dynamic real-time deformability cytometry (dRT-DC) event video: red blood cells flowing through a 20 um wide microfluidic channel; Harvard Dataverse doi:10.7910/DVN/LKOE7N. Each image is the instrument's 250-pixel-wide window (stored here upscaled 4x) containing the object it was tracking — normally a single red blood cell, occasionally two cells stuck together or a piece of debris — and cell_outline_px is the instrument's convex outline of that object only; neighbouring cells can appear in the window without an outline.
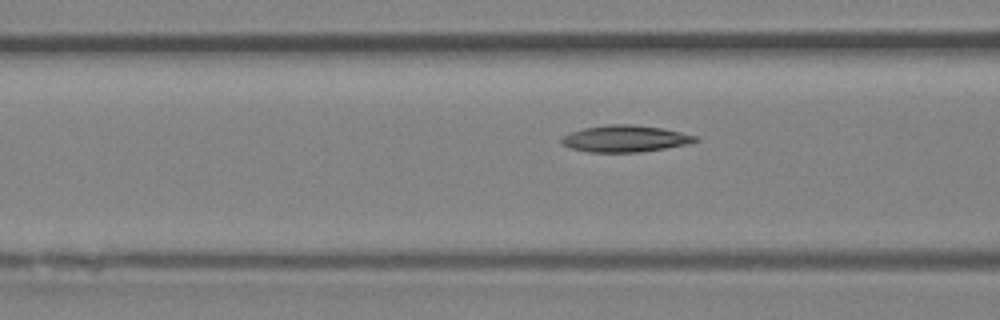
{"species": "Egyptian fruit bat (a non-hibernating species)", "species_latin": "Rousettus aegyptiacus", "temperature_condition": "room temperature", "stored_images_in_passage": 3, "camera_frame_rate_fps": 3000, "um_per_image_px": 0.085, "animal": {"sex": "female"}, "frame": {"image": 1, "passage_image": 3, "time_ms": 0.667, "image_size_px": [1000, 320], "cell_outline_px": [[700, 140], [688, 144], [640, 152], [588, 152], [572, 148], [560, 144], [560, 140], [564, 136], [572, 132], [584, 128], [608, 124], [632, 124], [660, 128], [680, 132], [696, 136]], "centroid_in_image_um": [53.12, 11.79], "position_along_channel_um": 113.5, "area_um2": 20.63}}